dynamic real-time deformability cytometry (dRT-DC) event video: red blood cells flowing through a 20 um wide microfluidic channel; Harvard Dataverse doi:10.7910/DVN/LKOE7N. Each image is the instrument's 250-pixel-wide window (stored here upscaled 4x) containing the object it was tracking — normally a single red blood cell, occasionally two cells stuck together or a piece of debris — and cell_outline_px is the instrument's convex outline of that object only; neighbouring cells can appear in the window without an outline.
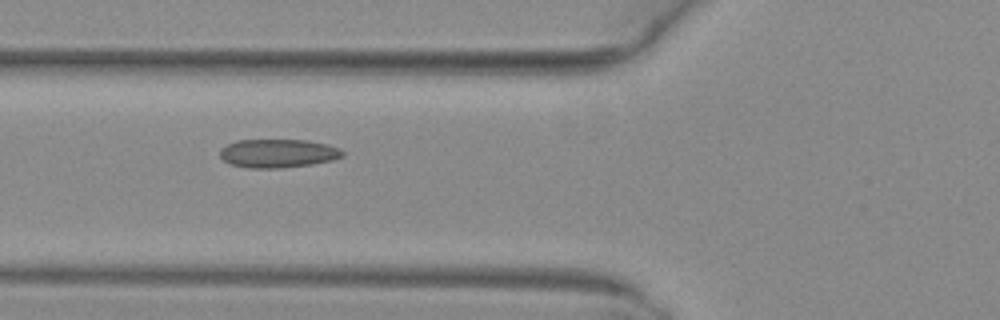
{"species": "common noctule bat (a hibernating species)", "species_latin": "Nyctalus noctula", "temperature_condition": "warm", "stored_images_in_passage": 6, "camera_frame_rate_fps": 3000, "um_per_image_px": 0.085, "animal": {"sex": "female", "body_mass_g": 29.2, "forearm_length_mm": 56.3}, "frame": {"image": 1, "passage_image": 4, "time_ms": 1.0, "image_size_px": [1000, 320], "cell_outline_px": [[344, 156], [332, 160], [312, 164], [280, 168], [248, 168], [232, 164], [224, 160], [220, 156], [220, 148], [236, 140], [308, 140], [328, 144], [340, 148], [344, 152]], "centroid_in_image_um": [23.65, 13.03], "position_along_channel_um": 102.1, "area_um2": 20.46}}
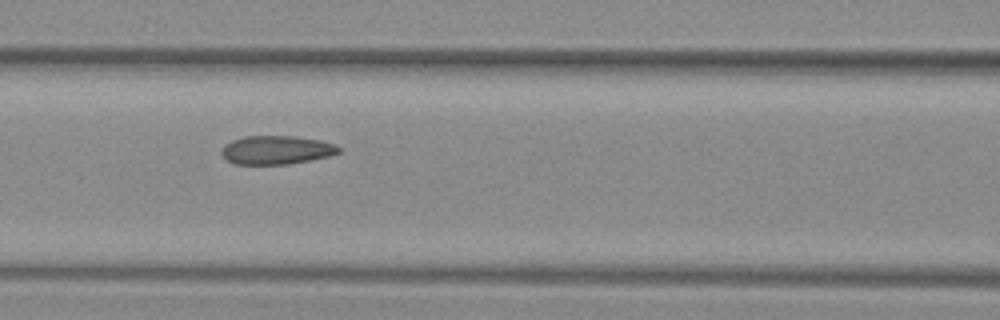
{"frame": {"image": 2, "passage_image": 5, "time_ms": 1.333, "image_size_px": [1000, 320], "cell_outline_px": [[340, 152], [328, 156], [288, 164], [236, 164], [228, 160], [220, 152], [224, 144], [232, 140], [244, 136], [296, 136], [320, 140], [336, 144], [340, 148]], "centroid_in_image_um": [23.49, 12.73], "position_along_channel_um": 143.1, "area_um2": 19.48}}
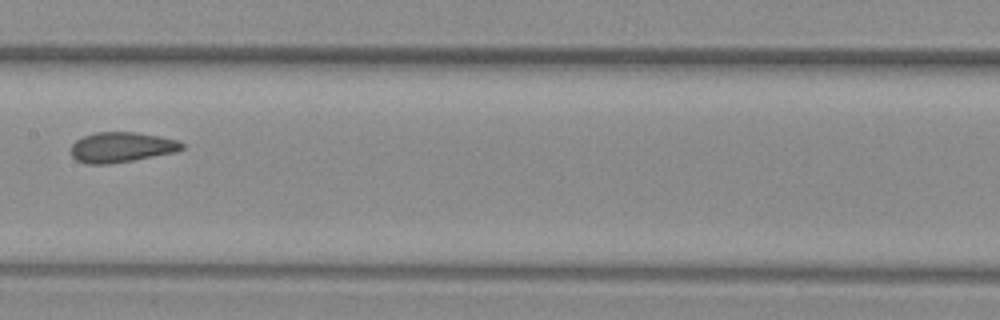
{"frame": {"image": 3, "passage_image": 6, "time_ms": 1.667, "image_size_px": [1000, 320], "cell_outline_px": [[184, 148], [176, 152], [112, 164], [84, 164], [76, 160], [72, 156], [72, 144], [76, 140], [84, 136], [96, 132], [136, 132], [160, 136], [176, 140], [184, 144]], "centroid_in_image_um": [10.32, 12.52], "position_along_channel_um": 197.1, "area_um2": 19.59}}